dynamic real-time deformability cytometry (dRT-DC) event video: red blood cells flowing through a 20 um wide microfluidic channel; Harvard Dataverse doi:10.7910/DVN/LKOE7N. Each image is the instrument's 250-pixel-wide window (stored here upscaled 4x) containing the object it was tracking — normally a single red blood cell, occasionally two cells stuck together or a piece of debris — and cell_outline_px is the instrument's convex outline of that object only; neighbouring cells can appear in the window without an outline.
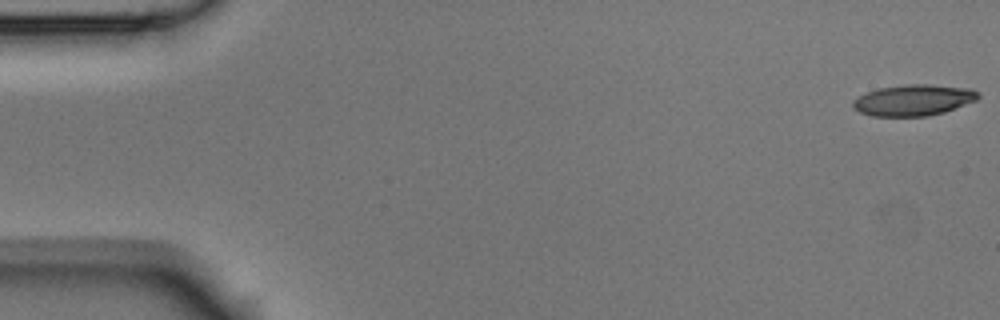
{"species": "Egyptian fruit bat (a non-hibernating species)", "species_latin": "Rousettus aegyptiacus", "temperature_condition": "room temperature", "stored_images_in_passage": 5, "camera_frame_rate_fps": 3000, "um_per_image_px": 0.085, "animal": {"sex": "male"}, "frame": {"image": 1, "passage_image": 1, "time_ms": 0.0, "image_size_px": [1000, 320], "cell_outline_px": [[980, 96], [976, 100], [944, 112], [928, 116], [872, 116], [860, 112], [852, 108], [852, 100], [856, 96], [880, 88], [908, 84], [928, 84], [972, 88], [980, 92]], "centroid_in_image_um": [77.64, 8.51], "position_along_channel_um": 7.4, "area_um2": 22.83}}
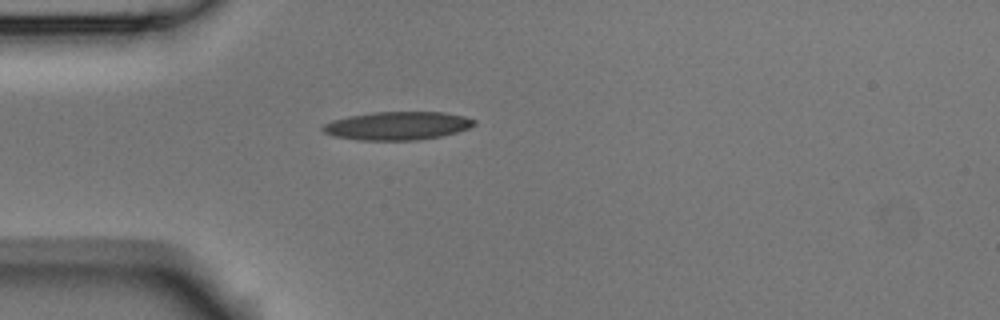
{"frame": {"image": 2, "passage_image": 5, "time_ms": 1.333, "image_size_px": [1000, 320], "cell_outline_px": [[476, 124], [468, 128], [456, 132], [440, 136], [416, 140], [360, 140], [332, 136], [324, 132], [320, 128], [324, 124], [332, 120], [348, 116], [372, 112], [444, 112], [464, 116], [476, 120]], "centroid_in_image_um": [33.76, 10.68], "position_along_channel_um": 51.2, "area_um2": 24.97}}